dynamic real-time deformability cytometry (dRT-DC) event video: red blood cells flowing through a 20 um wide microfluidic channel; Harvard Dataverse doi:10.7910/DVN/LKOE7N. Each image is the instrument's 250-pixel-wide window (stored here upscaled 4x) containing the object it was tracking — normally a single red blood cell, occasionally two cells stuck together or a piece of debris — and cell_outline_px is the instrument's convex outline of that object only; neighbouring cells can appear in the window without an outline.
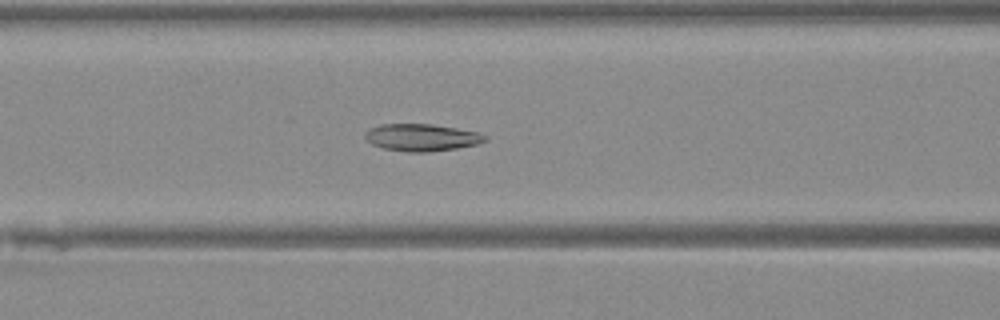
{"species": "Egyptian fruit bat (a non-hibernating species)", "species_latin": "Rousettus aegyptiacus", "temperature_condition": "warm", "stored_images_in_passage": 48, "camera_frame_rate_fps": 3000, "um_per_image_px": 0.085, "animal": {"sex": "female"}, "frame": {"image": 1, "passage_image": 20, "time_ms": 6.333, "image_size_px": [1000, 320], "cell_outline_px": [[488, 140], [476, 144], [456, 148], [428, 152], [408, 152], [384, 148], [372, 144], [364, 136], [364, 132], [368, 128], [380, 124], [432, 124], [476, 132], [488, 136]], "centroid_in_image_um": [35.81, 11.68], "position_along_channel_um": 130.8, "area_um2": 18.9}}
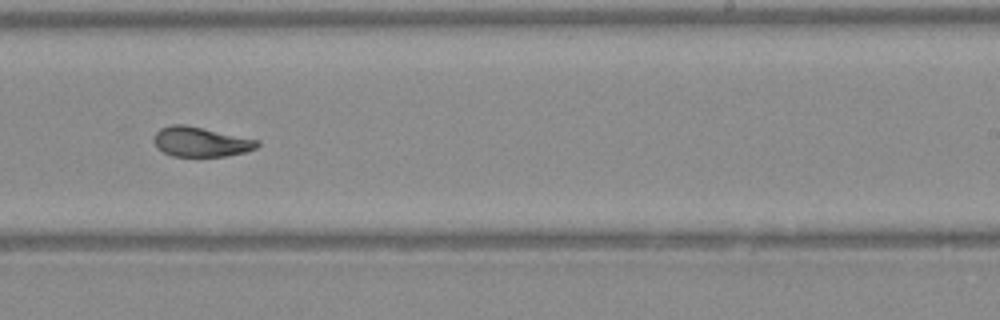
{"frame": {"image": 2, "passage_image": 30, "time_ms": 9.667, "image_size_px": [1000, 320], "cell_outline_px": [[260, 144], [256, 148], [244, 152], [224, 156], [172, 156], [156, 148], [152, 140], [156, 132], [160, 128], [172, 124], [184, 124], [260, 140]], "centroid_in_image_um": [17.03, 12.05], "position_along_channel_um": 272.0, "area_um2": 17.98}}
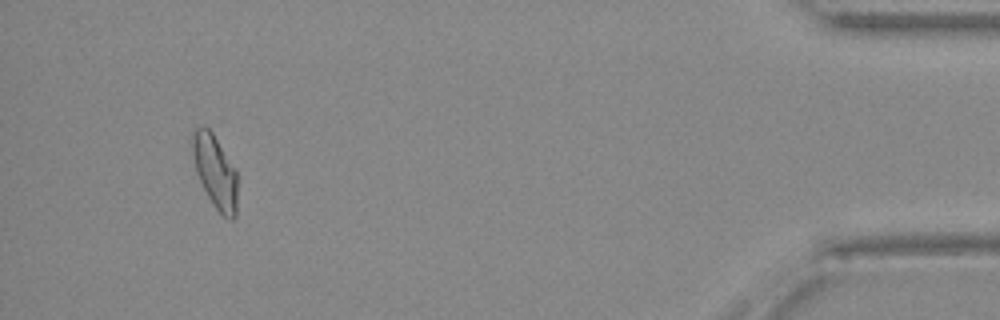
{"frame": {"image": 3, "passage_image": 45, "time_ms": 14.667, "image_size_px": [1000, 320], "cell_outline_px": [[236, 216], [232, 220], [228, 220], [212, 204], [196, 172], [188, 136], [192, 128], [200, 124], [212, 124], [236, 168]], "centroid_in_image_um": [18.23, 14.34], "position_along_channel_um": 417.0, "area_um2": 20.63}}